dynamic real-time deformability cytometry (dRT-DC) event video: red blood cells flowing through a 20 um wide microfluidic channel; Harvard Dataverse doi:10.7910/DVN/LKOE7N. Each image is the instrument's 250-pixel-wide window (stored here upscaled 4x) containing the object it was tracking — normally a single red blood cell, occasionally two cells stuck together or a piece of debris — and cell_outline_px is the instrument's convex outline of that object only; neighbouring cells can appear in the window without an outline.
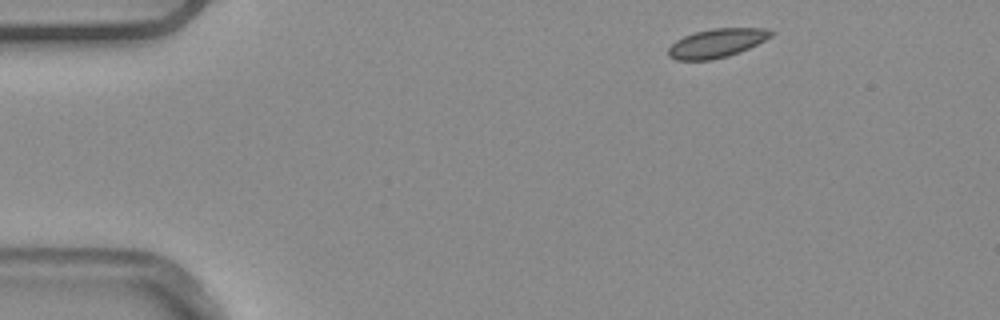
{"species": "common noctule bat (a hibernating species)", "species_latin": "Nyctalus noctula", "temperature_condition": "warm", "stored_images_in_passage": 3, "camera_frame_rate_fps": 3000, "um_per_image_px": 0.085, "animal": {"sex": "male", "body_mass_g": 20.4}, "frame": {"image": 1, "passage_image": 1, "time_ms": 0.0, "image_size_px": [1000, 320], "cell_outline_px": [[776, 32], [772, 36], [740, 52], [728, 56], [712, 60], [676, 60], [668, 56], [668, 48], [676, 40], [684, 36], [696, 32], [712, 28], [764, 28]], "centroid_in_image_um": [60.92, 3.67], "position_along_channel_um": 24.1, "area_um2": 17.22}}